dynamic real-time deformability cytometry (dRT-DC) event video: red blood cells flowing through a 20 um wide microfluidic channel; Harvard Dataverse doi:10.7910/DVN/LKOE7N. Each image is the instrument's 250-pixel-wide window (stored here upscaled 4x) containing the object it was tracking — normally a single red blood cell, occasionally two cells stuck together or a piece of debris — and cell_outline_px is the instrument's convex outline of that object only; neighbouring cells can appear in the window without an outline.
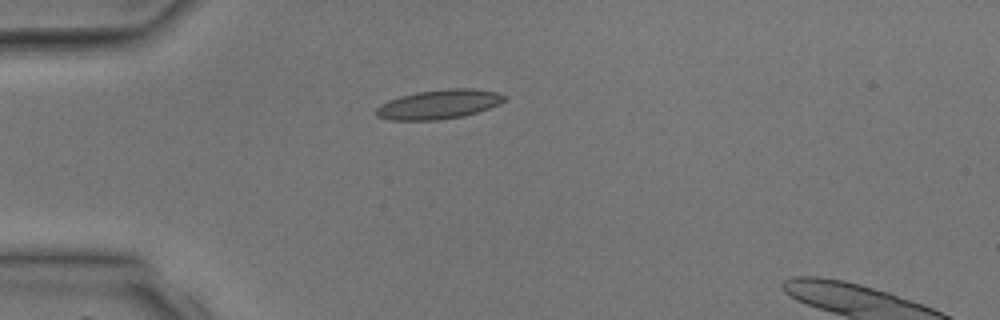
{"species": "common noctule bat (a hibernating species)", "species_latin": "Nyctalus noctula", "temperature_condition": "room temperature", "stored_images_in_passage": 5, "camera_frame_rate_fps": 3000, "um_per_image_px": 0.085, "animal": {"sex": "male", "body_mass_g": 17.9, "forearm_length_mm": 54.2}, "frame": {"image": 1, "passage_image": 5, "time_ms": 4.333, "image_size_px": [1000, 320], "cell_outline_px": [[508, 96], [504, 100], [488, 108], [464, 116], [436, 120], [392, 120], [376, 116], [372, 112], [380, 104], [388, 100], [400, 96], [416, 92], [448, 88], [472, 88], [496, 92]], "centroid_in_image_um": [37.24, 8.86], "position_along_channel_um": 47.8, "area_um2": 21.91}}